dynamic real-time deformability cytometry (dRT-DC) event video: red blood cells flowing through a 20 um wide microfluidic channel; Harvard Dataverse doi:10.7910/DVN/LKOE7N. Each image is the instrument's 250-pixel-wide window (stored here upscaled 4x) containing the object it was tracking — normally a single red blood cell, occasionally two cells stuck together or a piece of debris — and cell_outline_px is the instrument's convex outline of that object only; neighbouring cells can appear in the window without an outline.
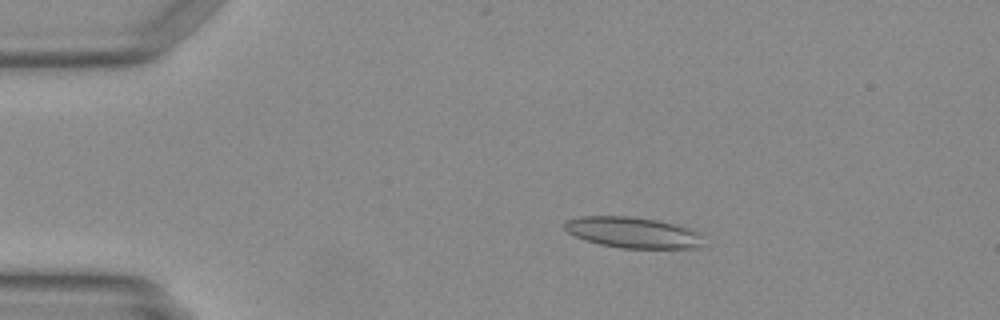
{"species": "Egyptian fruit bat (a non-hibernating species)", "species_latin": "Rousettus aegyptiacus", "temperature_condition": "warm", "stored_images_in_passage": 48, "camera_frame_rate_fps": 3000, "um_per_image_px": 0.085, "animal": {"sex": "female"}, "frame": {"image": 1, "passage_image": 9, "time_ms": 2.667, "image_size_px": [1000, 320], "cell_outline_px": [[704, 236], [700, 244], [696, 248], [620, 248], [600, 244], [584, 240], [568, 232], [564, 228], [564, 220], [580, 216], [628, 216], [656, 220], [692, 228], [704, 232]], "centroid_in_image_um": [53.81, 19.76], "position_along_channel_um": 31.2, "area_um2": 25.26}}
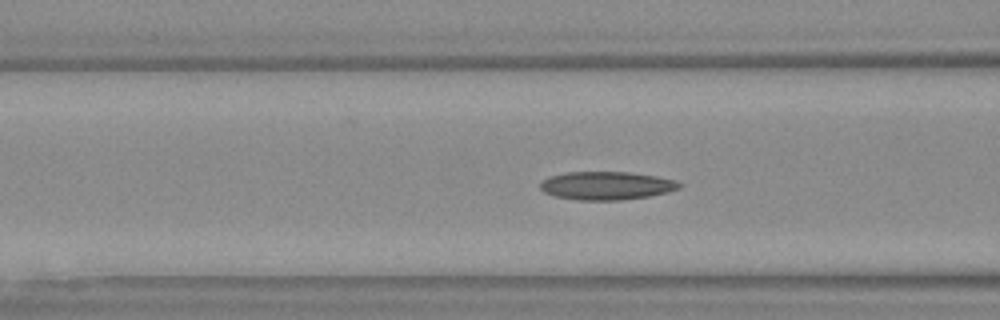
{"frame": {"image": 2, "passage_image": 19, "time_ms": 6.0, "image_size_px": [1000, 320], "cell_outline_px": [[680, 188], [668, 192], [648, 196], [620, 200], [576, 200], [552, 196], [544, 192], [540, 188], [540, 184], [548, 176], [568, 172], [628, 172], [656, 176], [672, 180], [680, 184]], "centroid_in_image_um": [51.49, 15.78], "position_along_channel_um": 115.1, "area_um2": 22.77}}
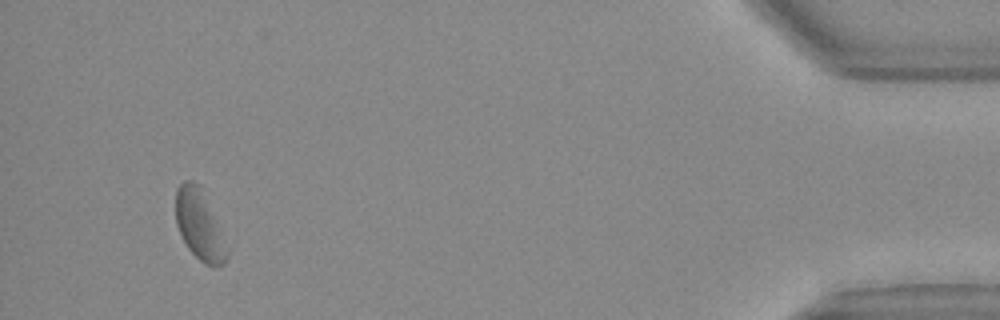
{"frame": {"image": 3, "passage_image": 46, "time_ms": 15.0, "image_size_px": [1000, 320], "cell_outline_px": [[232, 248], [228, 260], [224, 264], [216, 268], [204, 264], [188, 248], [176, 224], [176, 188], [184, 180], [192, 180], [200, 184]], "centroid_in_image_um": [17.06, 19.16], "position_along_channel_um": 418.1, "area_um2": 21.91}}